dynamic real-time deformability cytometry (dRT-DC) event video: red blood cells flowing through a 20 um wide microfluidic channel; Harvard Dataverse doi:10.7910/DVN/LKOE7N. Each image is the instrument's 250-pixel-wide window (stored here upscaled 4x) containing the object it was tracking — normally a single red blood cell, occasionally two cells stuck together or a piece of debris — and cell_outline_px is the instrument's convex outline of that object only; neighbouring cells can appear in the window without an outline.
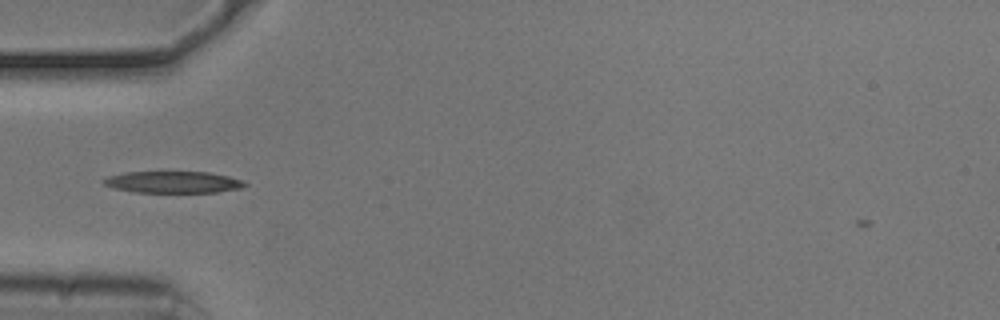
{"species": "common noctule bat (a hibernating species)", "species_latin": "Nyctalus noctula", "temperature_condition": "cold", "stored_images_in_passage": 27, "camera_frame_rate_fps": 3000, "um_per_image_px": 0.085, "animal": {"sex": "male", "body_mass_g": 20.5, "forearm_length_mm": 52.5}, "frame": {"image": 1, "passage_image": 3, "time_ms": 0.667, "image_size_px": [1000, 320], "cell_outline_px": [[248, 184], [240, 188], [216, 192], [132, 192], [116, 188], [104, 184], [100, 180], [108, 176], [124, 172], [208, 172], [228, 176], [244, 180]], "centroid_in_image_um": [14.71, 15.47], "position_along_channel_um": 70.3, "area_um2": 17.8}}
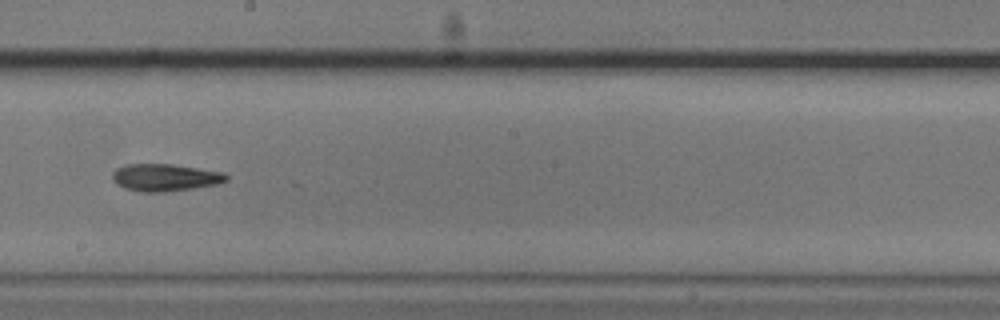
{"frame": {"image": 2, "passage_image": 16, "time_ms": 5.0, "image_size_px": [1000, 320], "cell_outline_px": [[228, 180], [216, 184], [192, 188], [164, 192], [140, 192], [124, 188], [116, 184], [112, 180], [112, 172], [116, 168], [124, 164], [172, 164], [224, 172], [228, 176]], "centroid_in_image_um": [13.98, 15.08], "position_along_channel_um": 234.2, "area_um2": 18.21}}
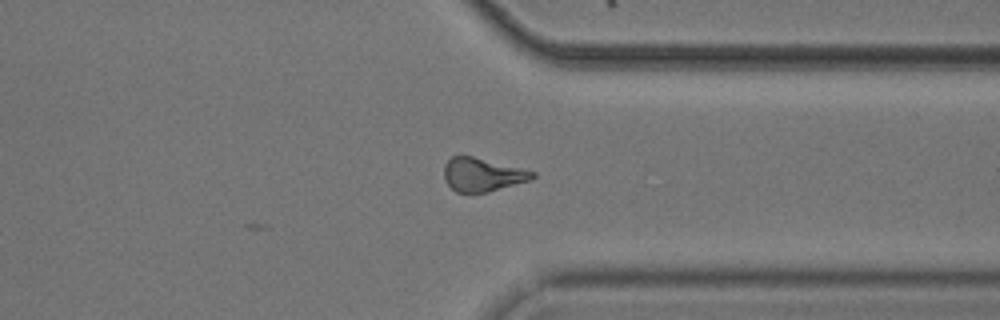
{"frame": {"image": 3, "passage_image": 27, "time_ms": 8.667, "image_size_px": [1000, 320], "cell_outline_px": [[536, 176], [532, 180], [488, 192], [456, 192], [444, 180], [444, 164], [452, 156], [472, 156], [536, 172]], "centroid_in_image_um": [41.01, 14.85], "position_along_channel_um": 370.4, "area_um2": 17.17}, "authors_computed_cell_mechanics": {"area_um2": 17.629, "velocity_mm_per_s": 3.7547, "shape_relaxation_time_tau1_ms": 4.6391, "shape_relaxation_time_tau2_ms": 10.4644, "deformation_change_tau1": 0.1189, "deformation_change_tau2": 0.269}}